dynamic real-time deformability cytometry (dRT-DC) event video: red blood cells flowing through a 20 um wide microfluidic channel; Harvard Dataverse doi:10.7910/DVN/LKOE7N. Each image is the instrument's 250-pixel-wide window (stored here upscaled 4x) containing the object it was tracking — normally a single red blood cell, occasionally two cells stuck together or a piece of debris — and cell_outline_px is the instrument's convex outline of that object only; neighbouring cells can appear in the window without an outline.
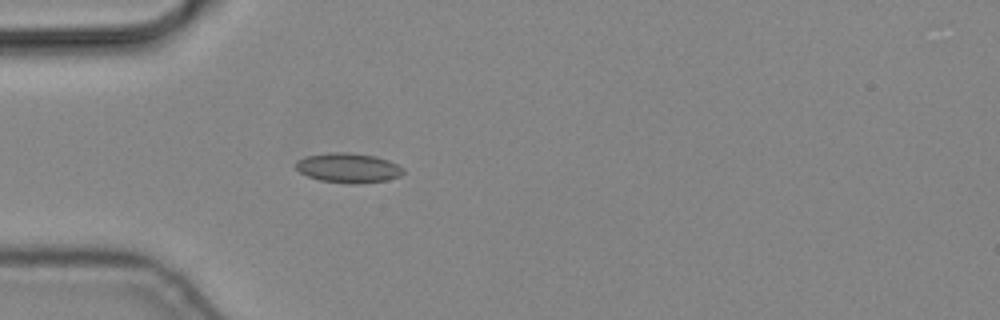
{"species": "common noctule bat (a hibernating species)", "species_latin": "Nyctalus noctula", "temperature_condition": "cold", "stored_images_in_passage": 2, "camera_frame_rate_fps": 3000, "um_per_image_px": 0.085, "animal": {"sex": "male", "body_mass_g": 19.2, "forearm_length_mm": 51.8}, "frame": {"image": 1, "passage_image": 2, "time_ms": 0.333, "image_size_px": [1000, 320], "cell_outline_px": [[404, 172], [400, 176], [388, 180], [320, 180], [308, 176], [300, 172], [296, 168], [296, 160], [304, 156], [328, 152], [348, 152], [376, 156], [388, 160], [404, 168]], "centroid_in_image_um": [29.57, 14.19], "position_along_channel_um": 55.4, "area_um2": 17.69}}